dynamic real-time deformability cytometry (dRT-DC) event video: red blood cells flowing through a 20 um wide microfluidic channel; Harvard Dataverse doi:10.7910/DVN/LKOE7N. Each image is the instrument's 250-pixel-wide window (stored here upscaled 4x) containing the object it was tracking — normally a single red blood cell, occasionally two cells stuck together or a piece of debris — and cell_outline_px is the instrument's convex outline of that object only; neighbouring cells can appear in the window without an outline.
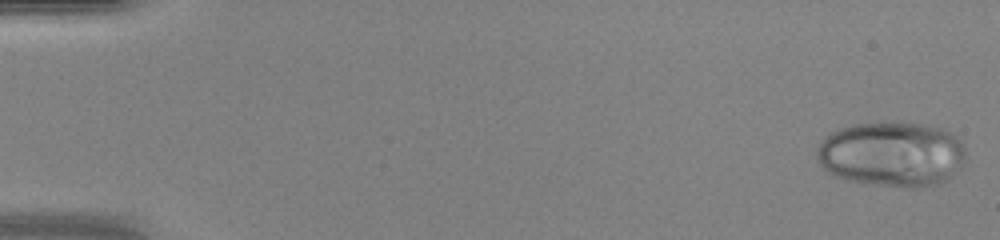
{"species": "human", "species_latin": "Homo sapiens", "temperature_condition": "warm", "stored_images_in_passage": 47, "camera_frame_rate_fps": 3000, "um_per_image_px": 0.085, "donor": {"sex": "female"}, "frame": {"image": 1, "passage_image": 1, "time_ms": 0.0, "image_size_px": [1000, 240], "cell_outline_px": [[964, 160], [960, 168], [948, 180], [940, 184], [920, 188], [908, 188], [876, 184], [848, 180], [836, 176], [828, 172], [824, 168], [816, 156], [816, 148], [820, 140], [828, 132], [836, 128], [852, 124], [920, 124], [944, 128], [956, 136], [960, 140], [964, 148]], "centroid_in_image_um": [75.8, 13.12], "position_along_channel_um": 9.2, "area_um2": 56.64}}
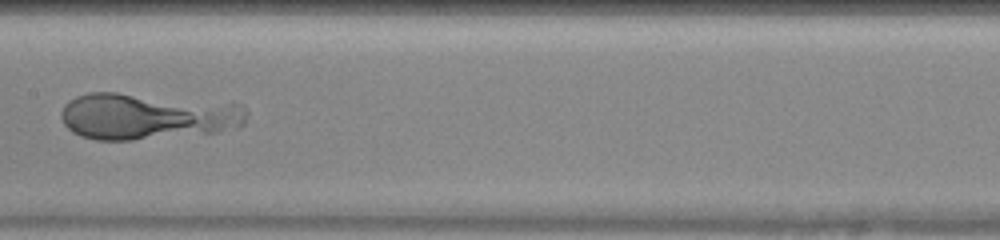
{"frame": {"image": 2, "passage_image": 25, "time_ms": 8.0, "image_size_px": [1000, 240], "cell_outline_px": [[248, 112], [244, 124], [240, 128], [216, 132], [132, 140], [96, 140], [80, 136], [72, 132], [64, 124], [60, 116], [60, 112], [64, 104], [68, 100], [76, 96], [88, 92], [116, 92], [240, 104]], "centroid_in_image_um": [12.48, 9.88], "position_along_channel_um": 194.9, "area_um2": 50.58}}
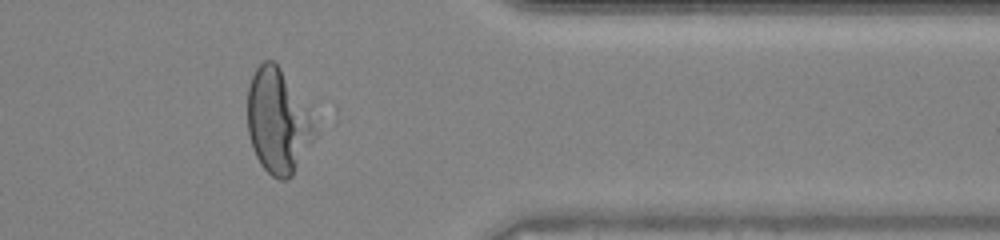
{"frame": {"image": 3, "passage_image": 39, "time_ms": 12.667, "image_size_px": [1000, 240], "cell_outline_px": [[316, 136], [292, 176], [288, 180], [280, 180], [272, 176], [260, 164], [252, 148], [248, 132], [248, 88], [252, 76], [256, 68], [264, 60], [272, 60], [280, 68], [312, 124]], "centroid_in_image_um": [23.55, 10.39], "position_along_channel_um": 387.9, "area_um2": 39.42}}